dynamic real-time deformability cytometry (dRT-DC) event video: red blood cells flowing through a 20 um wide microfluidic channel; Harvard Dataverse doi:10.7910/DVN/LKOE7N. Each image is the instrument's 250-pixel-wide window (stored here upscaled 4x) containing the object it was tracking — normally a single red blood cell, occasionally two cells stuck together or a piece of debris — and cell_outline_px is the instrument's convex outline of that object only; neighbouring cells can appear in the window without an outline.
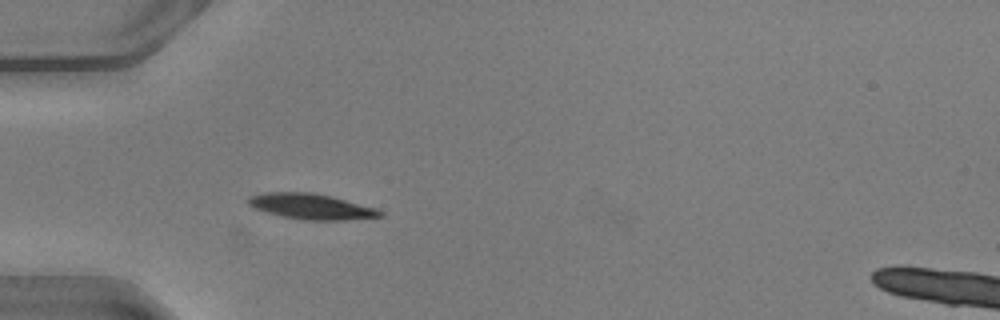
{"species": "common noctule bat (a hibernating species)", "species_latin": "Nyctalus noctula", "temperature_condition": "warm", "stored_images_in_passage": 35, "camera_frame_rate_fps": 3000, "um_per_image_px": 0.085, "animal": {"sex": "male", "body_mass_g": 20.5, "forearm_length_mm": 52.5}, "frame": {"image": 1, "passage_image": 1, "time_ms": 0.0, "image_size_px": [1000, 320], "cell_outline_px": [[384, 216], [344, 220], [304, 220], [280, 216], [256, 208], [248, 204], [248, 196], [264, 192], [312, 192], [332, 196], [376, 208], [384, 212]], "centroid_in_image_um": [26.47, 17.54], "position_along_channel_um": 58.5, "area_um2": 19.65}}
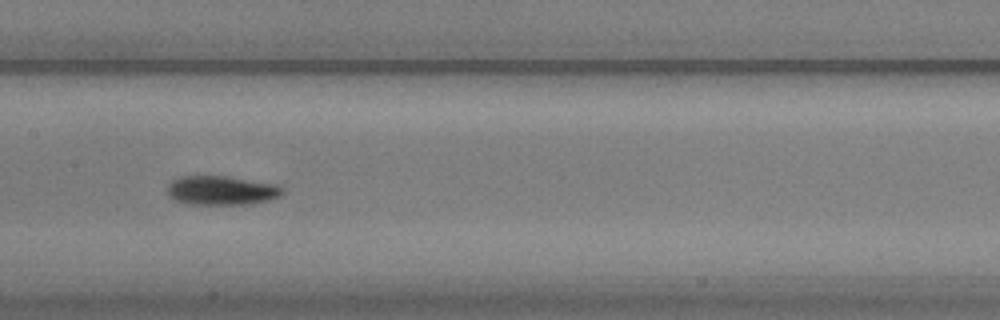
{"frame": {"image": 2, "passage_image": 11, "time_ms": 3.333, "image_size_px": [1000, 320], "cell_outline_px": [[284, 192], [280, 196], [268, 200], [248, 204], [192, 204], [176, 200], [168, 196], [168, 184], [172, 180], [180, 176], [228, 176], [276, 184], [284, 188]], "centroid_in_image_um": [18.84, 16.17], "position_along_channel_um": 188.6, "area_um2": 19.54}}
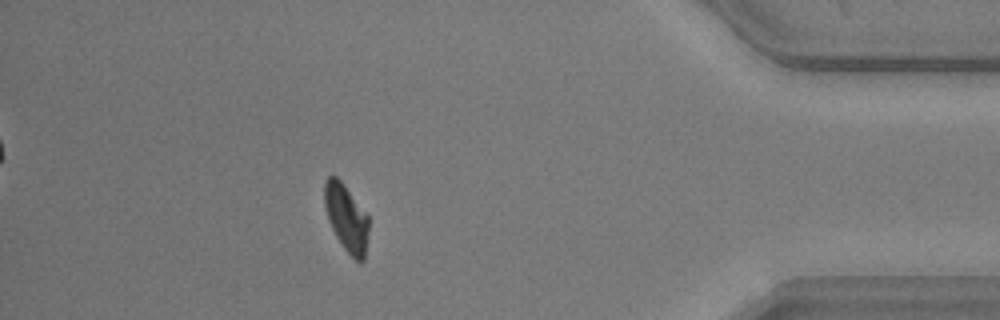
{"frame": {"image": 3, "passage_image": 30, "time_ms": 9.667, "image_size_px": [1000, 320], "cell_outline_px": [[368, 232], [364, 260], [360, 264], [344, 248], [336, 236], [328, 220], [324, 208], [324, 180], [328, 176], [336, 176], [340, 180], [368, 216]], "centroid_in_image_um": [29.42, 18.52], "position_along_channel_um": 405.8, "area_um2": 17.11}, "authors_computed_cell_mechanics": {"area_um2": 19.1896, "velocity_mm_per_s": 4.0655, "shape_relaxation_time_tau1_ms": 2.6943, "shape_relaxation_time_tau2_ms": null, "deformation_change_tau1": 0.1393, "deformation_change_tau2": null}}